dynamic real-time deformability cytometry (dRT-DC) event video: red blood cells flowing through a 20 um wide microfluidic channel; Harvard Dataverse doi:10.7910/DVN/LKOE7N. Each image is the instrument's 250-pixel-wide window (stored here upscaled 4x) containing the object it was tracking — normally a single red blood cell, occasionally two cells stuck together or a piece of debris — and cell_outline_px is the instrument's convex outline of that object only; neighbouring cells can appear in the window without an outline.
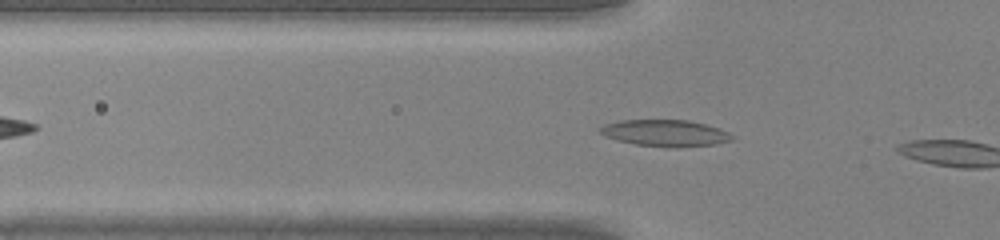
{"species": "common noctule bat (a hibernating species)", "species_latin": "Nyctalus noctula", "temperature_condition": "warm", "stored_images_in_passage": 9, "camera_frame_rate_fps": 3000, "um_per_image_px": 0.085, "animal": {"sex": "male", "body_mass_g": 20.0, "forearm_length_mm": 53.3}, "frame": {"image": 1, "passage_image": 4, "time_ms": 1.0, "image_size_px": [1000, 240], "cell_outline_px": [[736, 136], [732, 140], [716, 144], [636, 144], [616, 140], [604, 136], [600, 132], [600, 128], [604, 124], [620, 120], [688, 120], [720, 128]], "centroid_in_image_um": [56.52, 11.25], "position_along_channel_um": 69.3, "area_um2": 19.36}}
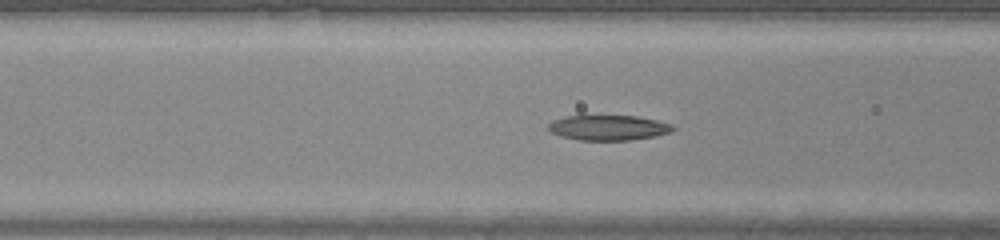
{"frame": {"image": 2, "passage_image": 7, "time_ms": 2.0, "image_size_px": [1000, 240], "cell_outline_px": [[676, 128], [672, 132], [656, 136], [628, 140], [580, 140], [564, 136], [552, 132], [548, 128], [548, 124], [556, 120], [568, 116], [636, 116], [656, 120], [672, 124]], "centroid_in_image_um": [51.79, 10.85], "position_along_channel_um": 114.8, "area_um2": 17.98}}